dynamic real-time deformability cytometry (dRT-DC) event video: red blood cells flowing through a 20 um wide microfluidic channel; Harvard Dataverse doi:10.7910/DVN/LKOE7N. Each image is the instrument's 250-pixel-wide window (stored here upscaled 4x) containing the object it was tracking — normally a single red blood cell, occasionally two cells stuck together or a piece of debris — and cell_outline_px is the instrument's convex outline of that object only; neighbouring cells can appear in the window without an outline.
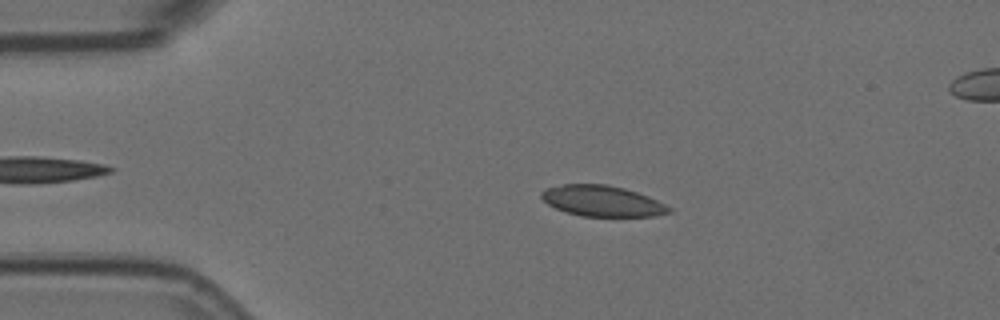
{"species": "Egyptian fruit bat (a non-hibernating species)", "species_latin": "Rousettus aegyptiacus", "temperature_condition": "room temperature", "stored_images_in_passage": 48, "camera_frame_rate_fps": 3000, "um_per_image_px": 0.085, "animal": {"sex": "female"}, "frame": {"image": 1, "passage_image": 10, "time_ms": 3.0, "image_size_px": [1000, 320], "cell_outline_px": [[672, 212], [652, 216], [580, 216], [564, 212], [548, 204], [540, 196], [540, 192], [548, 188], [564, 184], [608, 184], [624, 188], [648, 196], [672, 208]], "centroid_in_image_um": [51.18, 17.08], "position_along_channel_um": 33.8, "area_um2": 22.83}}
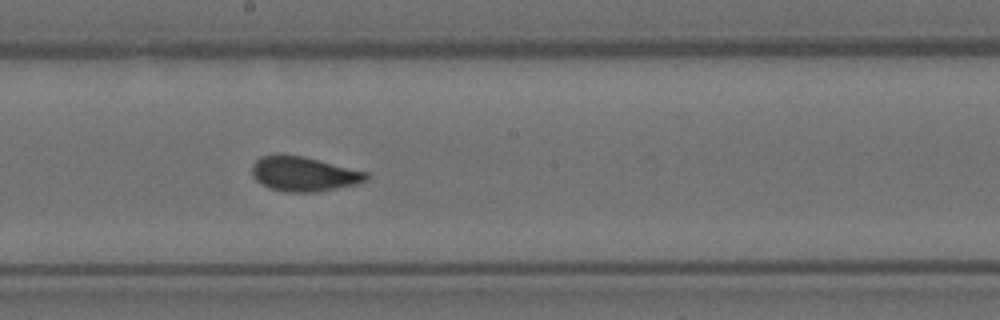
{"frame": {"image": 2, "passage_image": 29, "time_ms": 9.333, "image_size_px": [1000, 320], "cell_outline_px": [[368, 180], [356, 184], [336, 188], [312, 192], [284, 192], [268, 188], [256, 180], [252, 176], [252, 164], [260, 156], [276, 152], [280, 152], [304, 156], [368, 172]], "centroid_in_image_um": [25.76, 14.75], "position_along_channel_um": 222.4, "area_um2": 23.52}}
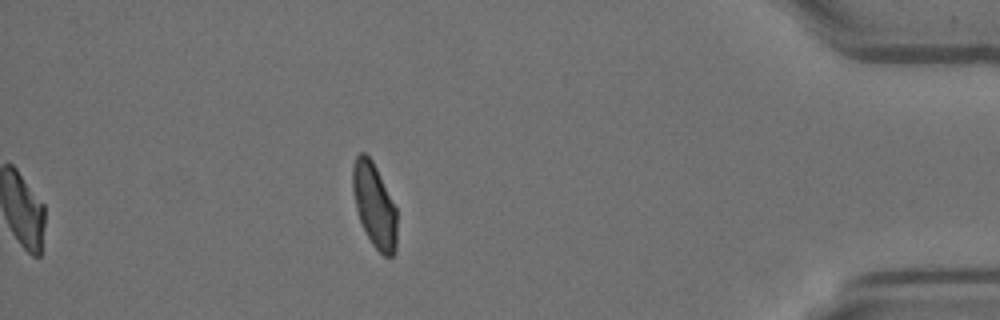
{"frame": {"image": 3, "passage_image": 48, "time_ms": 15.667, "image_size_px": [1000, 320], "cell_outline_px": [[396, 252], [392, 256], [384, 256], [372, 244], [360, 220], [356, 208], [352, 192], [352, 164], [356, 156], [360, 152], [364, 152], [372, 160], [396, 208]], "centroid_in_image_um": [31.8, 17.43], "position_along_channel_um": 403.4, "area_um2": 21.5}, "authors_computed_cell_mechanics": {"area_um2": 23.3801, "velocity_mm_per_s": 3.6036, "shape_relaxation_time_tau1_ms": 5.0622, "shape_relaxation_time_tau2_ms": 1.062, "deformation_change_tau1": 0.124, "deformation_change_tau2": 0.0483}}